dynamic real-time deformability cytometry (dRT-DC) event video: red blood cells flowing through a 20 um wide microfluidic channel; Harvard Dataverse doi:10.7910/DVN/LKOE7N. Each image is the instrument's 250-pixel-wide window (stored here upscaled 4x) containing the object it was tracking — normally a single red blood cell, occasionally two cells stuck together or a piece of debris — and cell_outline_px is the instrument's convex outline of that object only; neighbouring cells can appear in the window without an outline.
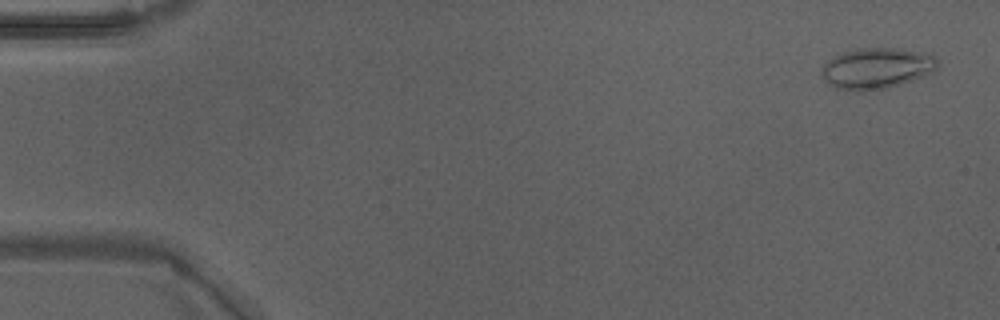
{"species": "Egyptian fruit bat (a non-hibernating species)", "species_latin": "Rousettus aegyptiacus", "temperature_condition": "warm", "stored_images_in_passage": 48, "camera_frame_rate_fps": 3000, "um_per_image_px": 0.085, "animal": {"sex": "male"}, "frame": {"image": 1, "passage_image": 2, "time_ms": 0.333, "image_size_px": [1000, 320], "cell_outline_px": [[940, 64], [932, 72], [912, 80], [888, 88], [864, 92], [860, 92], [836, 88], [828, 84], [824, 80], [820, 72], [824, 64], [836, 56], [844, 52], [860, 48], [892, 48], [932, 52], [936, 56]], "centroid_in_image_um": [74.56, 5.81], "position_along_channel_um": 10.4, "area_um2": 27.98}}
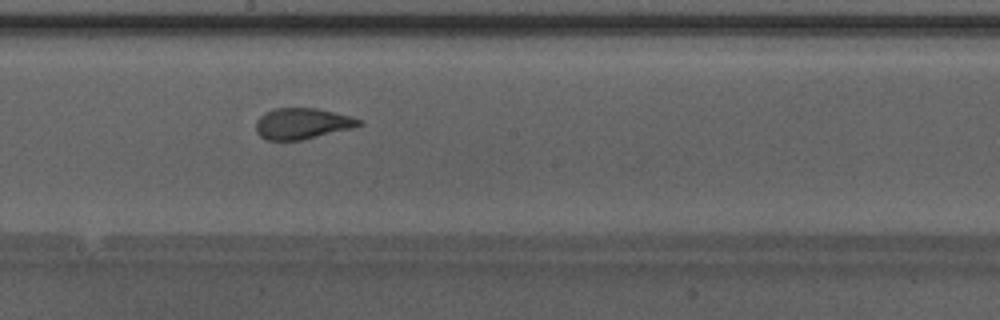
{"frame": {"image": 2, "passage_image": 27, "time_ms": 8.667, "image_size_px": [1000, 320], "cell_outline_px": [[364, 124], [352, 128], [300, 140], [268, 140], [260, 136], [256, 132], [256, 120], [264, 112], [272, 108], [316, 108], [364, 120]], "centroid_in_image_um": [25.66, 10.5], "position_along_channel_um": 222.5, "area_um2": 18.55}}
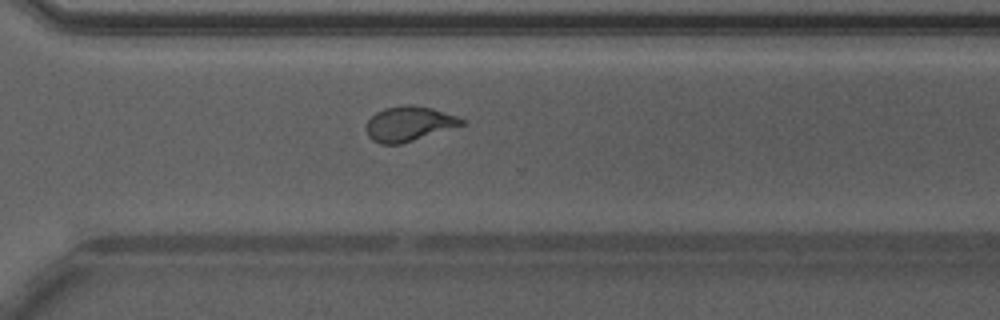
{"frame": {"image": 3, "passage_image": 35, "time_ms": 11.333, "image_size_px": [1000, 320], "cell_outline_px": [[464, 124], [400, 144], [380, 144], [372, 140], [368, 136], [368, 120], [376, 112], [384, 108], [404, 104], [432, 108], [456, 116], [464, 120]], "centroid_in_image_um": [34.73, 10.51], "position_along_channel_um": 335.9, "area_um2": 18.9}}